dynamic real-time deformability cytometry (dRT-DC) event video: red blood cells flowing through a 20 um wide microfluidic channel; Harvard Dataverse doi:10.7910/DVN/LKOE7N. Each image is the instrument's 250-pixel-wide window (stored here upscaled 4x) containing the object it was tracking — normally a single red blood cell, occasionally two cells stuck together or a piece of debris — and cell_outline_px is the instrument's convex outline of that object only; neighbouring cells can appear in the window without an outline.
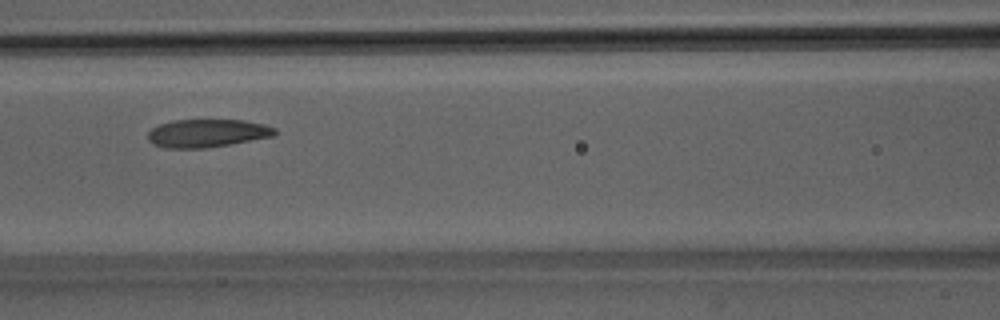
{"species": "Egyptian fruit bat (a non-hibernating species)", "species_latin": "Rousettus aegyptiacus", "temperature_condition": "room temperature", "stored_images_in_passage": 45, "camera_frame_rate_fps": 3000, "um_per_image_px": 0.085, "animal": {"sex": "male"}, "frame": {"image": 1, "passage_image": 17, "time_ms": 5.333, "image_size_px": [1000, 320], "cell_outline_px": [[276, 132], [272, 136], [228, 144], [204, 148], [164, 148], [152, 144], [148, 140], [148, 132], [152, 128], [160, 124], [176, 120], [244, 120], [264, 124], [276, 128]], "centroid_in_image_um": [17.57, 11.32], "position_along_channel_um": 149.0, "area_um2": 20.58}}
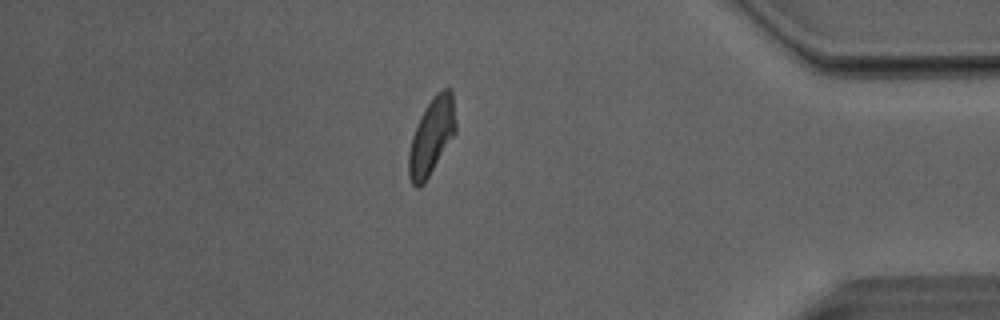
{"frame": {"image": 2, "passage_image": 38, "time_ms": 12.333, "image_size_px": [1000, 320], "cell_outline_px": [[456, 132], [424, 184], [416, 188], [412, 184], [408, 176], [408, 152], [412, 136], [416, 124], [420, 116], [432, 96], [436, 92], [444, 88], [448, 88], [452, 92], [456, 124]], "centroid_in_image_um": [36.67, 11.6], "position_along_channel_um": 398.5, "area_um2": 21.1}}
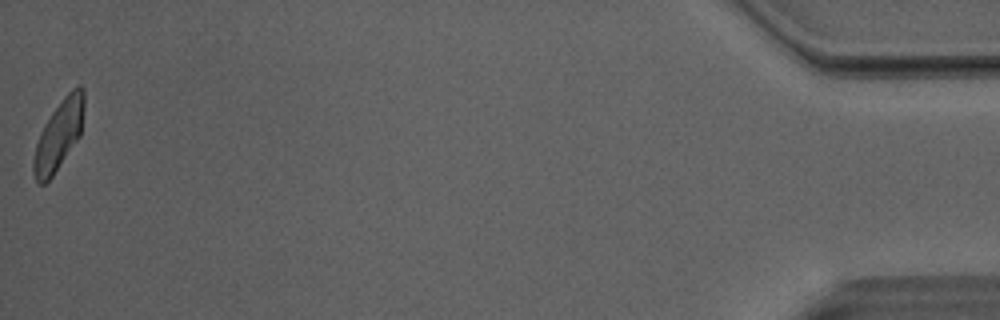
{"frame": {"image": 3, "passage_image": 45, "time_ms": 14.667, "image_size_px": [1000, 320], "cell_outline_px": [[84, 108], [80, 136], [52, 176], [44, 184], [40, 184], [36, 180], [32, 168], [32, 160], [36, 144], [40, 132], [44, 124], [52, 112], [64, 96], [76, 84], [80, 84], [84, 88]], "centroid_in_image_um": [5.0, 11.44], "position_along_channel_um": 430.2, "area_um2": 20.46}, "authors_computed_cell_mechanics": {"area_um2": 21.2126, "velocity_mm_per_s": 4.0496, "shape_relaxation_time_tau1_ms": 5.6287, "shape_relaxation_time_tau2_ms": 2.4804, "deformation_change_tau1": 0.1512, "deformation_change_tau2": 0.0962}}